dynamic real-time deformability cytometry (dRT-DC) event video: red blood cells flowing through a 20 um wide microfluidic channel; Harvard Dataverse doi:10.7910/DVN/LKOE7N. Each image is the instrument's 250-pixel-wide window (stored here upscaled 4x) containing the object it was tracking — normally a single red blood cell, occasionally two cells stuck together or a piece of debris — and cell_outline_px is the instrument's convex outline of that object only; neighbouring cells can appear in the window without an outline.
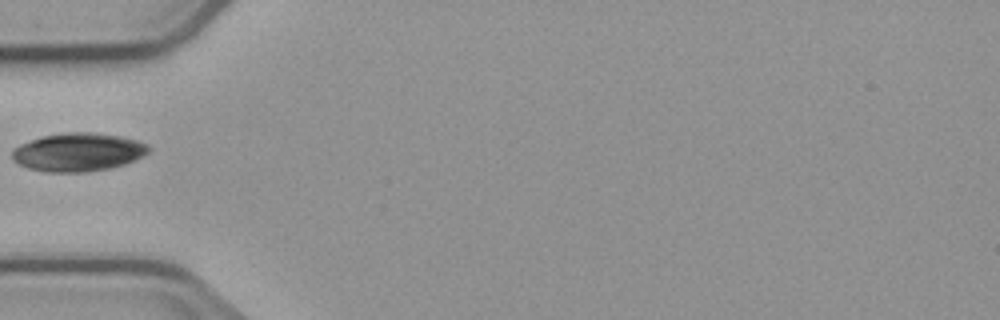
{"species": "common noctule bat (a hibernating species)", "species_latin": "Nyctalus noctula", "temperature_condition": "cold", "stored_images_in_passage": 2, "camera_frame_rate_fps": 3000, "um_per_image_px": 0.085, "animal": {"sex": "male", "body_mass_g": 23.1, "forearm_length_mm": 52.7}, "frame": {"image": 1, "passage_image": 1, "time_ms": 0.0, "image_size_px": [1000, 320], "cell_outline_px": [[152, 148], [144, 156], [136, 160], [112, 168], [88, 172], [44, 172], [28, 168], [12, 160], [12, 148], [20, 144], [44, 136], [64, 132], [92, 132], [120, 136], [136, 140], [148, 144]], "centroid_in_image_um": [6.66, 12.94], "position_along_channel_um": 78.3, "area_um2": 30.75}}
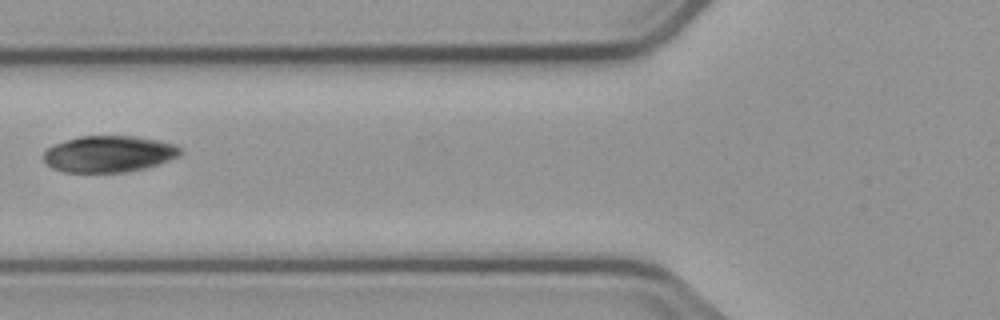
{"frame": {"image": 2, "passage_image": 2, "time_ms": 1.0, "image_size_px": [1000, 320], "cell_outline_px": [[180, 156], [144, 168], [124, 172], [64, 172], [52, 168], [44, 160], [44, 152], [48, 148], [56, 144], [80, 136], [136, 136], [176, 144], [180, 148]], "centroid_in_image_um": [9.25, 13.08], "position_along_channel_um": 116.5, "area_um2": 28.73}}